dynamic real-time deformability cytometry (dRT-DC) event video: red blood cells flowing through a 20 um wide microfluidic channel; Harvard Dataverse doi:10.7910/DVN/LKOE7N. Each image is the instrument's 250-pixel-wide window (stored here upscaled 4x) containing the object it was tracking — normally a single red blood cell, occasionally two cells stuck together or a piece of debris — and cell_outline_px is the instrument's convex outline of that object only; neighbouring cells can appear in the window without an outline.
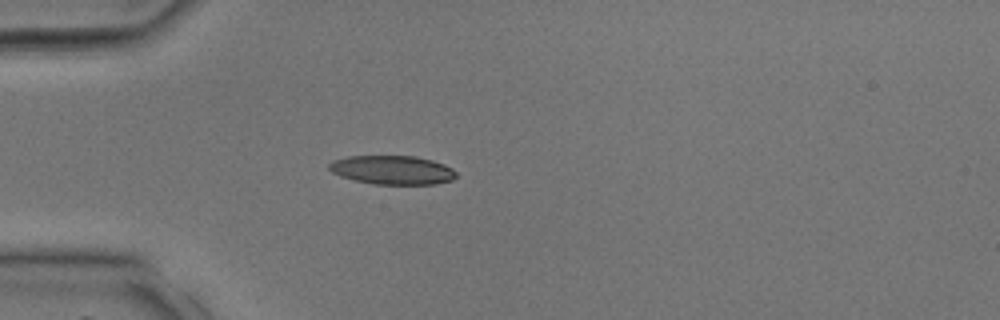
{"species": "common noctule bat (a hibernating species)", "species_latin": "Nyctalus noctula", "temperature_condition": "room temperature", "stored_images_in_passage": 28, "camera_frame_rate_fps": 3000, "um_per_image_px": 0.085, "animal": {"sex": "male", "body_mass_g": 17.9, "forearm_length_mm": 54.2}, "frame": {"image": 1, "passage_image": 1, "time_ms": 0.0, "image_size_px": [1000, 320], "cell_outline_px": [[456, 176], [452, 180], [436, 184], [376, 184], [356, 180], [340, 176], [332, 172], [328, 168], [328, 164], [332, 160], [348, 156], [416, 156], [432, 160], [444, 164], [452, 168], [456, 172]], "centroid_in_image_um": [33.35, 14.44], "position_along_channel_um": 51.7, "area_um2": 21.39}}
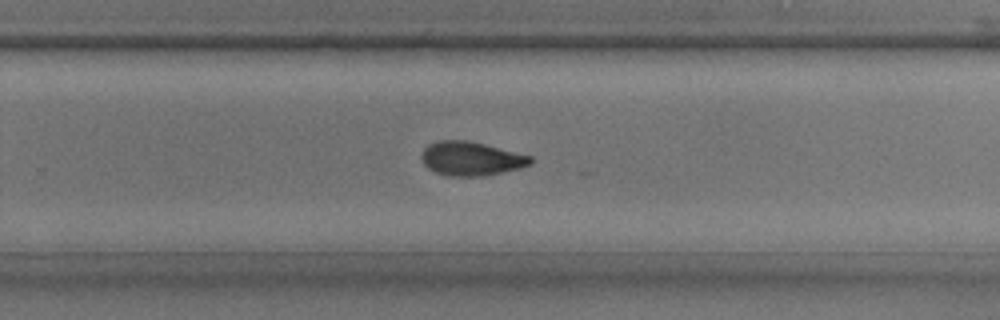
{"frame": {"image": 2, "passage_image": 15, "time_ms": 4.667, "image_size_px": [1000, 320], "cell_outline_px": [[532, 164], [520, 168], [480, 176], [448, 176], [436, 172], [428, 168], [424, 164], [420, 156], [424, 148], [428, 144], [440, 140], [464, 140], [484, 144], [532, 156]], "centroid_in_image_um": [40.02, 13.48], "position_along_channel_um": 289.8, "area_um2": 21.39}}
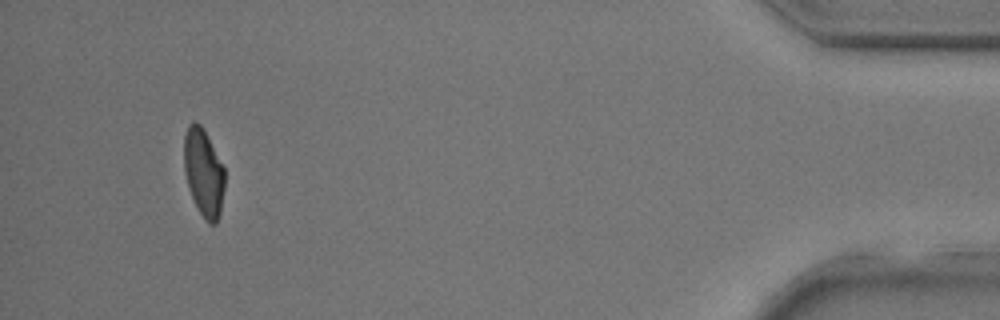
{"frame": {"image": 3, "passage_image": 26, "time_ms": 8.333, "image_size_px": [1000, 320], "cell_outline_px": [[224, 188], [220, 212], [216, 224], [208, 224], [204, 220], [192, 196], [184, 172], [184, 136], [188, 124], [192, 120], [200, 124], [224, 168]], "centroid_in_image_um": [17.29, 14.68], "position_along_channel_um": 417.9, "area_um2": 20.46}}